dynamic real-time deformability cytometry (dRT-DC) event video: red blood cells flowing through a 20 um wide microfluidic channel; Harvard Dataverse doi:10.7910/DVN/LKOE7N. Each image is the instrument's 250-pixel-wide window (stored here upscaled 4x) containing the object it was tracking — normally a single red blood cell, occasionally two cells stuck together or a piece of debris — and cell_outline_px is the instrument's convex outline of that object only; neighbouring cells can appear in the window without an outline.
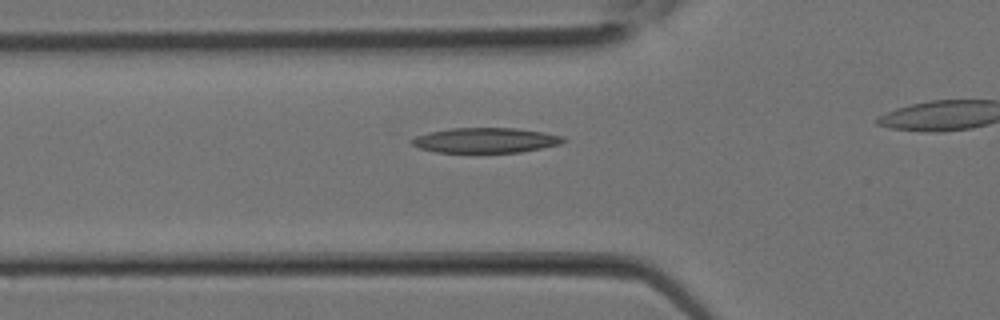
{"species": "Egyptian fruit bat (a non-hibernating species)", "species_latin": "Rousettus aegyptiacus", "temperature_condition": "room temperature", "stored_images_in_passage": 8, "segment_of_instrument_passage": [1, 2], "camera_frame_rate_fps": 3000, "um_per_image_px": 0.085, "animal": {"sex": "female"}, "frame": {"image": 1, "passage_image": 3, "time_ms": 0.667, "image_size_px": [1000, 320], "cell_outline_px": [[568, 140], [560, 144], [520, 152], [436, 152], [420, 148], [412, 144], [412, 140], [416, 136], [428, 132], [452, 128], [516, 128], [544, 132], [564, 136]], "centroid_in_image_um": [41.31, 11.92], "position_along_channel_um": 84.5, "area_um2": 22.02}}
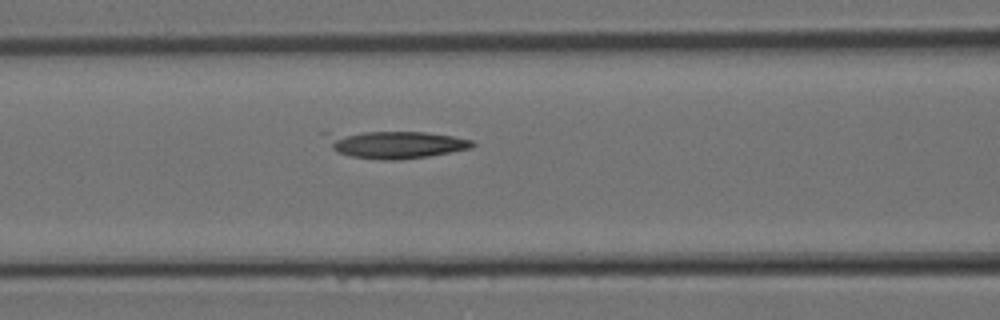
{"frame": {"image": 2, "passage_image": 5, "time_ms": 1.333, "image_size_px": [1000, 320], "cell_outline_px": [[476, 144], [472, 148], [452, 152], [428, 156], [400, 160], [384, 160], [352, 156], [336, 152], [332, 148], [320, 132], [424, 132], [452, 136], [472, 140]], "centroid_in_image_um": [33.56, 12.28], "position_along_channel_um": 133.0, "area_um2": 23.52}}
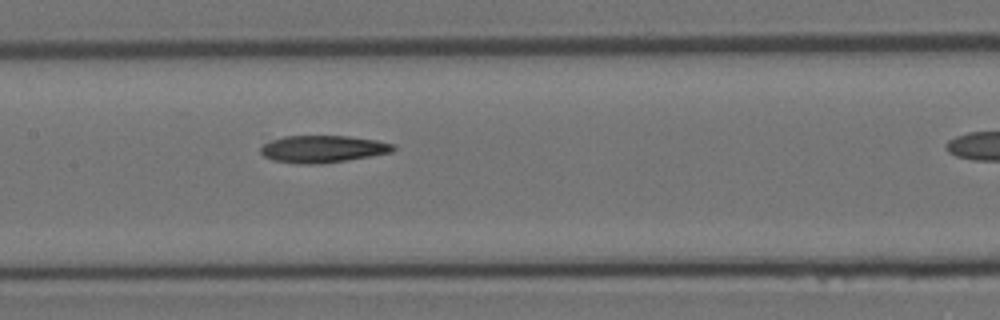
{"frame": {"image": 3, "passage_image": 7, "time_ms": 2.0, "image_size_px": [1000, 320], "cell_outline_px": [[396, 148], [392, 152], [348, 160], [320, 164], [304, 164], [272, 160], [264, 156], [260, 152], [260, 148], [264, 144], [272, 140], [284, 136], [348, 136], [376, 140], [396, 144]], "centroid_in_image_um": [27.46, 12.66], "position_along_channel_um": 179.9, "area_um2": 20.98}}